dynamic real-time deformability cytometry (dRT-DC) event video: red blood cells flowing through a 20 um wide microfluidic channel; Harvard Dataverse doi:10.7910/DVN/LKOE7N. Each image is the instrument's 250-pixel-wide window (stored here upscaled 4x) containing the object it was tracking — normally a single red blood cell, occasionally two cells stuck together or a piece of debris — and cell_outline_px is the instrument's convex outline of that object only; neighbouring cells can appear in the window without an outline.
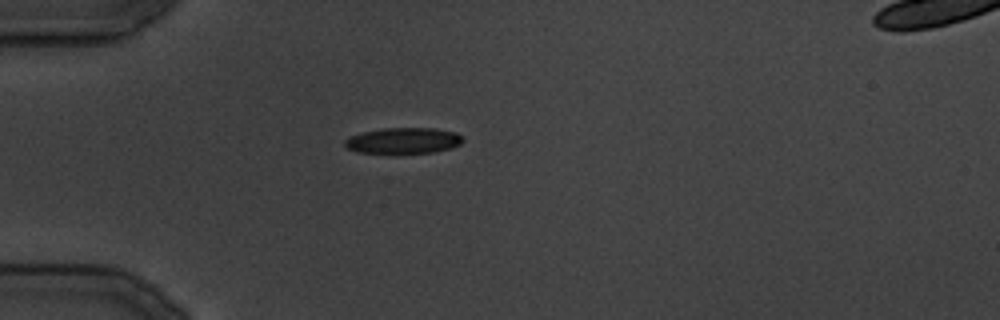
{"species": "common noctule bat (a hibernating species)", "species_latin": "Nyctalus noctula", "temperature_condition": "cold", "stored_images_in_passage": 9, "camera_frame_rate_fps": 3000, "um_per_image_px": 0.085, "animal": {"sex": "male", "body_mass_g": 19.5, "forearm_length_mm": 54.6}, "frame": {"image": 1, "passage_image": 1, "time_ms": 0.0, "image_size_px": [1000, 320], "cell_outline_px": [[464, 140], [460, 144], [452, 148], [432, 152], [396, 156], [356, 152], [348, 148], [344, 144], [344, 140], [348, 136], [364, 132], [384, 128], [436, 128], [456, 132]], "centroid_in_image_um": [34.25, 12.0], "position_along_channel_um": 50.8, "area_um2": 18.67}}
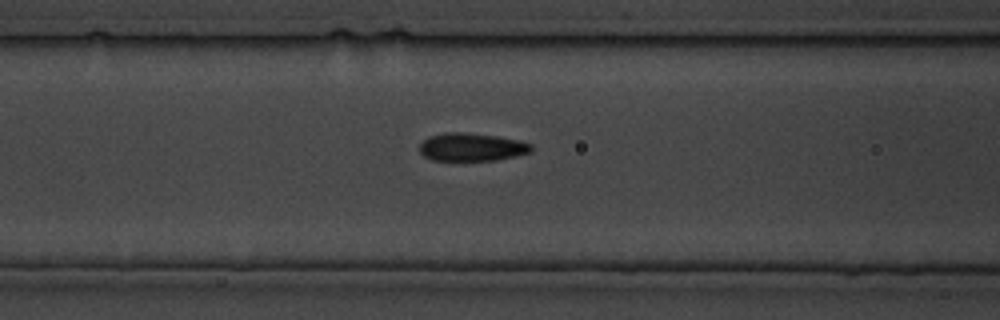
{"frame": {"image": 2, "passage_image": 6, "time_ms": 5.667, "image_size_px": [1000, 320], "cell_outline_px": [[532, 152], [516, 156], [496, 160], [432, 160], [424, 156], [420, 152], [420, 144], [428, 136], [444, 132], [460, 132], [496, 136], [516, 140], [532, 144]], "centroid_in_image_um": [40.08, 12.5], "position_along_channel_um": 126.5, "area_um2": 18.15}}
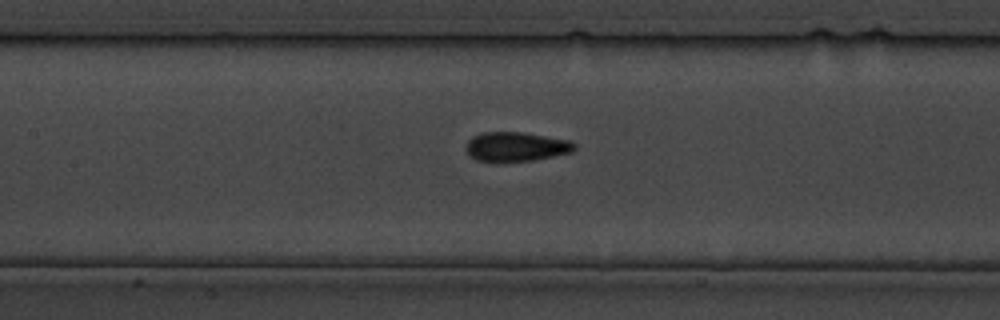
{"frame": {"image": 3, "passage_image": 8, "time_ms": 8.0, "image_size_px": [1000, 320], "cell_outline_px": [[576, 148], [572, 152], [532, 160], [476, 160], [464, 148], [468, 140], [472, 136], [484, 132], [524, 132], [568, 140], [576, 144]], "centroid_in_image_um": [43.87, 12.44], "position_along_channel_um": 163.5, "area_um2": 18.15}}